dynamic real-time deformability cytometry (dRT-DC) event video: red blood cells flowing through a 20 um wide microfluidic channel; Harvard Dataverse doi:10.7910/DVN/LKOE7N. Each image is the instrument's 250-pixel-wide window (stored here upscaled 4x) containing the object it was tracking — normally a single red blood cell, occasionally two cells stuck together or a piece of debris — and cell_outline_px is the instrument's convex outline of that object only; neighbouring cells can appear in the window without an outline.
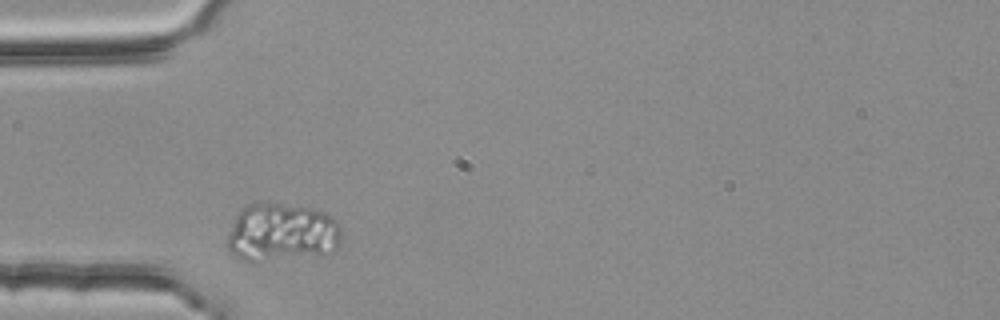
{"species": "common noctule bat (a hibernating species)", "species_latin": "Nyctalus noctula", "temperature_condition": "room temperature", "stored_images_in_passage": 5, "camera_frame_rate_fps": 3000, "um_per_image_px": 0.085, "animal": {"sex": "female", "body_mass_g": 25.1}, "frame": {"image": 1, "passage_image": 1, "time_ms": 0.0, "image_size_px": [1000, 320], "cell_outline_px": [[340, 248], [332, 252], [320, 256], [256, 264], [252, 264], [240, 260], [232, 256], [228, 252], [224, 244], [236, 216], [248, 204], [256, 200], [312, 208], [324, 212], [332, 216], [340, 224]], "centroid_in_image_um": [23.92, 19.83], "position_along_channel_um": 61.1, "area_um2": 40.81}}
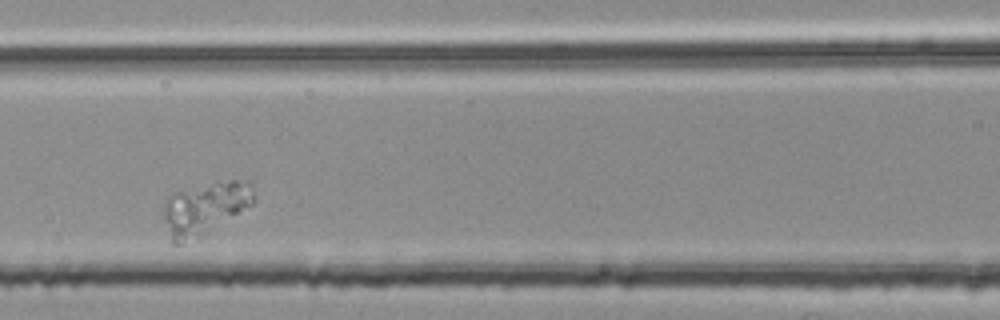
{"frame": {"image": 2, "passage_image": 3, "time_ms": 0.667, "image_size_px": [1000, 320], "cell_outline_px": [[256, 200], [252, 204], [204, 236], [180, 244], [172, 244], [164, 216], [164, 200], [172, 192], [232, 180], [248, 180], [252, 184]], "centroid_in_image_um": [17.43, 17.72], "position_along_channel_um": 149.2, "area_um2": 27.57}}
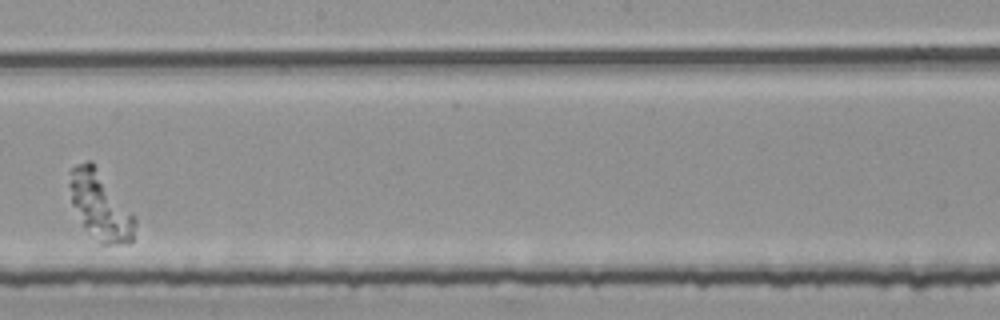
{"frame": {"image": 3, "passage_image": 5, "time_ms": 1.333, "image_size_px": [1000, 320], "cell_outline_px": [[136, 224], [132, 240], [128, 244], [100, 244], [84, 224], [72, 204], [68, 184], [72, 168], [76, 164], [88, 160], [96, 168], [132, 212], [136, 220]], "centroid_in_image_um": [8.53, 17.52], "position_along_channel_um": 239.7, "area_um2": 25.2}}